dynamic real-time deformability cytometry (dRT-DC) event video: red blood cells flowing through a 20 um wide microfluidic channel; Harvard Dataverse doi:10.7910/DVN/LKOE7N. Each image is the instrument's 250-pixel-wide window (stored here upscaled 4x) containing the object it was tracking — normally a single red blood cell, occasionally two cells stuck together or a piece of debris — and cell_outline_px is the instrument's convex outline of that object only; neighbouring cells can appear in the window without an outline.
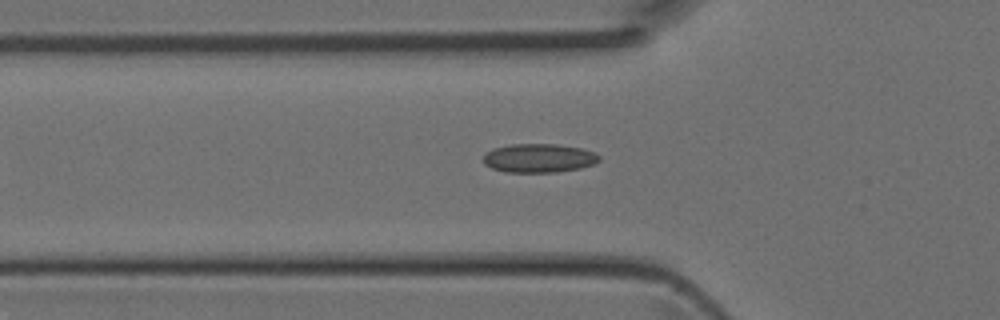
{"species": "Egyptian fruit bat (a non-hibernating species)", "species_latin": "Rousettus aegyptiacus", "temperature_condition": "room temperature", "stored_images_in_passage": 34, "camera_frame_rate_fps": 3000, "um_per_image_px": 0.085, "animal": {"sex": "female"}, "frame": {"image": 1, "passage_image": 9, "time_ms": 2.667, "image_size_px": [1000, 320], "cell_outline_px": [[600, 160], [592, 164], [580, 168], [556, 172], [504, 172], [492, 168], [484, 164], [484, 156], [492, 148], [512, 144], [556, 144], [580, 148], [596, 152], [600, 156]], "centroid_in_image_um": [45.81, 13.44], "position_along_channel_um": 80.0, "area_um2": 19.42}}
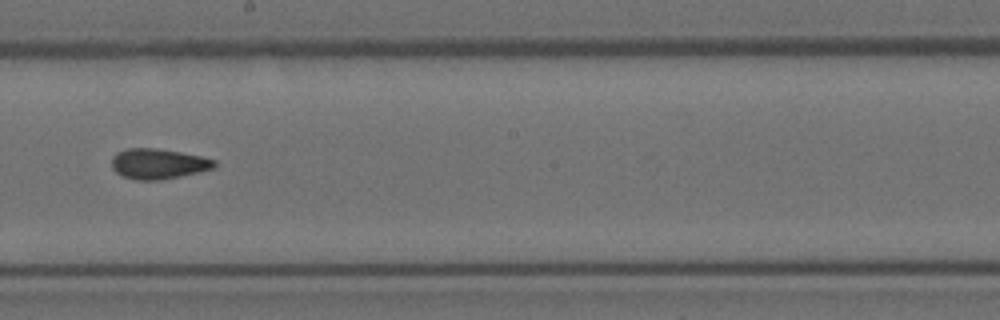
{"frame": {"image": 2, "passage_image": 19, "time_ms": 6.0, "image_size_px": [1000, 320], "cell_outline_px": [[216, 164], [212, 168], [196, 172], [160, 180], [136, 180], [124, 176], [116, 172], [112, 168], [112, 156], [116, 152], [128, 148], [156, 148], [180, 152], [200, 156], [216, 160]], "centroid_in_image_um": [13.4, 13.91], "position_along_channel_um": 234.8, "area_um2": 17.92}}
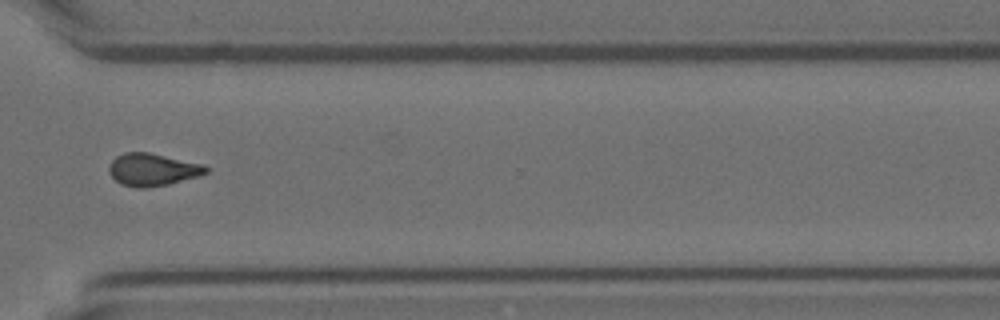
{"frame": {"image": 3, "passage_image": 27, "time_ms": 8.667, "image_size_px": [1000, 320], "cell_outline_px": [[208, 172], [200, 176], [168, 184], [148, 188], [136, 188], [120, 184], [108, 172], [108, 168], [112, 160], [116, 156], [124, 152], [148, 152], [204, 164], [208, 168]], "centroid_in_image_um": [12.96, 14.42], "position_along_channel_um": 357.6, "area_um2": 18.5}}